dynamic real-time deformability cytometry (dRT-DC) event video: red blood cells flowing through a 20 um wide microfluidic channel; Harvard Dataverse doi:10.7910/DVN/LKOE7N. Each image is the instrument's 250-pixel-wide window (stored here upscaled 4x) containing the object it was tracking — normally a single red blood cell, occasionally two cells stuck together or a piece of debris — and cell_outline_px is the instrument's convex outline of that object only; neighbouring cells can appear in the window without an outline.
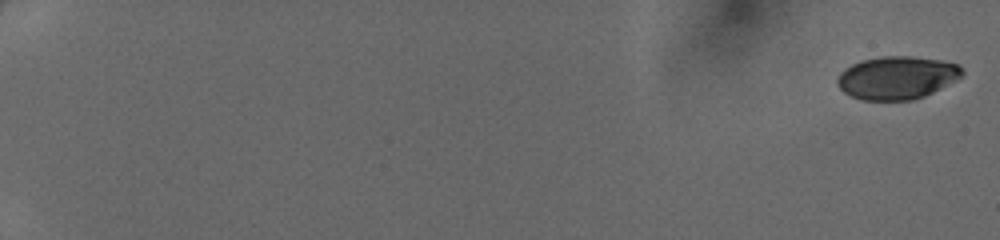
{"species": "human", "species_latin": "Homo sapiens", "temperature_condition": "cold", "stored_images_in_passage": 16, "camera_frame_rate_fps": 3000, "um_per_image_px": 0.085, "donor": {"sex": "female"}, "frame": {"image": 1, "passage_image": 1, "time_ms": 0.0, "image_size_px": [1000, 240], "cell_outline_px": [[964, 72], [960, 76], [940, 88], [924, 96], [912, 100], [864, 100], [852, 96], [844, 92], [836, 84], [836, 80], [840, 72], [844, 68], [852, 64], [864, 60], [880, 56], [912, 56], [940, 60], [960, 64]], "centroid_in_image_um": [76.21, 6.59], "position_along_channel_um": 8.8, "area_um2": 31.1}}
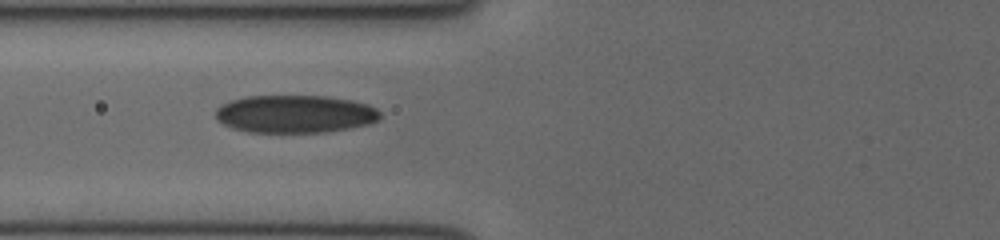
{"frame": {"image": 2, "passage_image": 12, "time_ms": 3.667, "image_size_px": [1000, 240], "cell_outline_px": [[380, 120], [368, 124], [348, 128], [324, 132], [248, 132], [232, 128], [216, 120], [216, 108], [220, 104], [232, 100], [248, 96], [328, 96], [352, 100], [368, 104], [376, 108], [380, 112]], "centroid_in_image_um": [25.07, 9.68], "position_along_channel_um": 100.7, "area_um2": 36.36}}
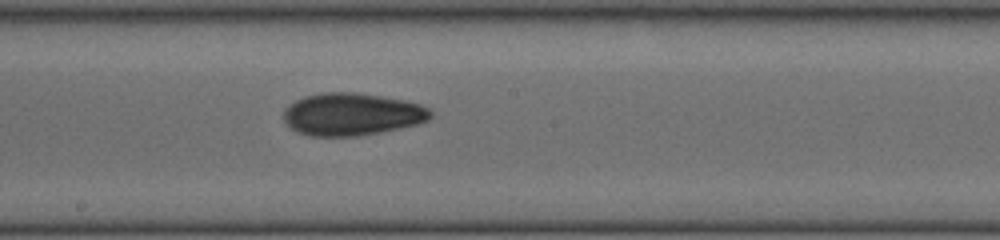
{"frame": {"image": 3, "passage_image": 16, "time_ms": 5.0, "image_size_px": [1000, 240], "cell_outline_px": [[432, 116], [428, 120], [416, 124], [380, 132], [356, 136], [308, 136], [296, 132], [284, 120], [284, 108], [296, 100], [304, 96], [328, 92], [352, 92], [380, 96], [404, 100], [420, 104], [428, 108], [432, 112]], "centroid_in_image_um": [29.89, 9.71], "position_along_channel_um": 218.3, "area_um2": 36.18}}